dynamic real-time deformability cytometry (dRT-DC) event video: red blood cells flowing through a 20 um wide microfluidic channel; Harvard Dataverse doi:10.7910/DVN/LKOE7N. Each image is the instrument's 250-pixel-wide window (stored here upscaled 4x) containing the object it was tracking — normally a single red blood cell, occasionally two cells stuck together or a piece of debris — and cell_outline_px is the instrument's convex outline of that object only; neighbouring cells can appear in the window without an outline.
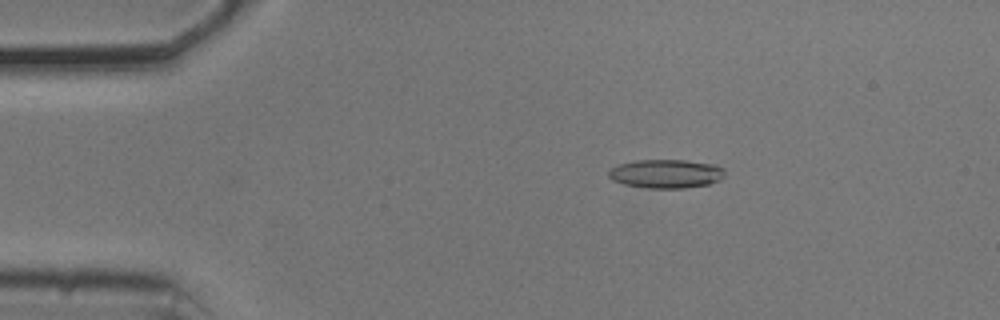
{"species": "common noctule bat (a hibernating species)", "species_latin": "Nyctalus noctula", "temperature_condition": "cold", "stored_images_in_passage": 55, "camera_frame_rate_fps": 3000, "um_per_image_px": 0.085, "animal": {"sex": "male", "body_mass_g": 20.5, "forearm_length_mm": 52.5}, "frame": {"image": 1, "passage_image": 10, "time_ms": 3.0, "image_size_px": [1000, 320], "cell_outline_px": [[724, 176], [720, 180], [708, 184], [684, 188], [648, 188], [624, 184], [612, 180], [608, 176], [608, 172], [616, 164], [636, 160], [684, 160], [716, 164], [724, 168]], "centroid_in_image_um": [56.61, 14.76], "position_along_channel_um": 28.4, "area_um2": 19.59}}
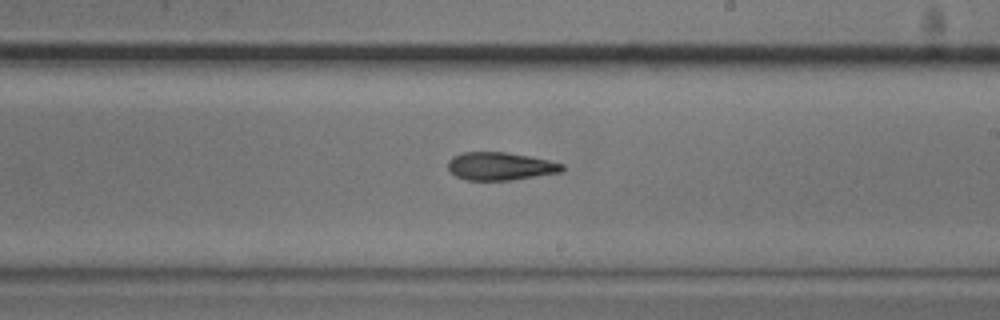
{"frame": {"image": 2, "passage_image": 32, "time_ms": 10.333, "image_size_px": [1000, 320], "cell_outline_px": [[564, 168], [560, 172], [512, 180], [464, 180], [456, 176], [448, 168], [448, 160], [452, 156], [464, 152], [508, 152], [548, 160], [564, 164]], "centroid_in_image_um": [42.5, 14.13], "position_along_channel_um": 246.5, "area_um2": 18.55}}
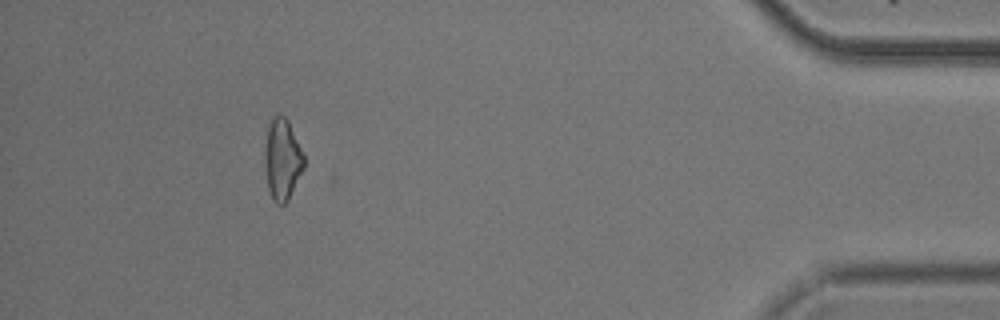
{"frame": {"image": 3, "passage_image": 50, "time_ms": 16.333, "image_size_px": [1000, 320], "cell_outline_px": [[304, 168], [288, 200], [284, 204], [276, 204], [272, 200], [268, 188], [264, 164], [264, 152], [268, 128], [272, 116], [284, 116], [288, 120], [304, 156]], "centroid_in_image_um": [23.98, 13.58], "position_along_channel_um": 411.2, "area_um2": 18.44}}